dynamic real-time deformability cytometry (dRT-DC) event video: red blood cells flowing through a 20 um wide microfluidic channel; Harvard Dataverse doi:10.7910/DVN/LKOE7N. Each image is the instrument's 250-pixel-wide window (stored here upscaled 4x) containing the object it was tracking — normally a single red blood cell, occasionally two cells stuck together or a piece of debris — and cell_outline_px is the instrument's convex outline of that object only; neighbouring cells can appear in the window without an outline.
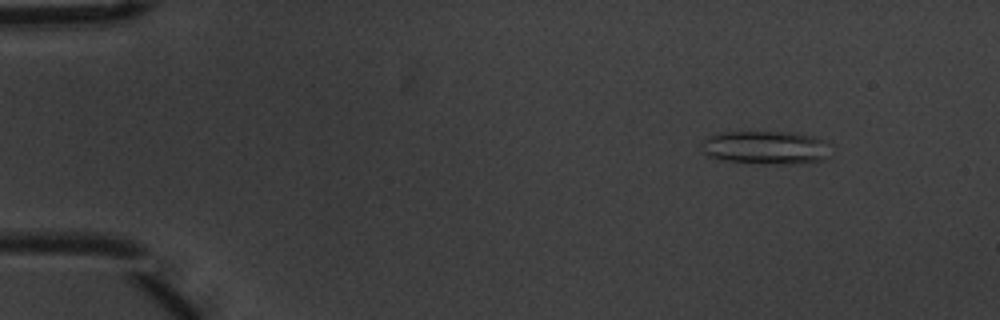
{"species": "common noctule bat (a hibernating species)", "species_latin": "Nyctalus noctula", "temperature_condition": "warm", "stored_images_in_passage": 5, "camera_frame_rate_fps": 3000, "um_per_image_px": 0.085, "animal": {"sex": "male", "body_mass_g": 20.1, "forearm_length_mm": 53.5}, "frame": {"image": 1, "passage_image": 2, "time_ms": 0.333, "image_size_px": [1000, 320], "cell_outline_px": [[828, 156], [824, 160], [796, 164], [764, 164], [728, 160], [708, 156], [704, 152], [704, 136], [720, 132], [792, 132], [816, 136], [828, 140]], "centroid_in_image_um": [65.15, 12.53], "position_along_channel_um": 19.8, "area_um2": 25.32}}
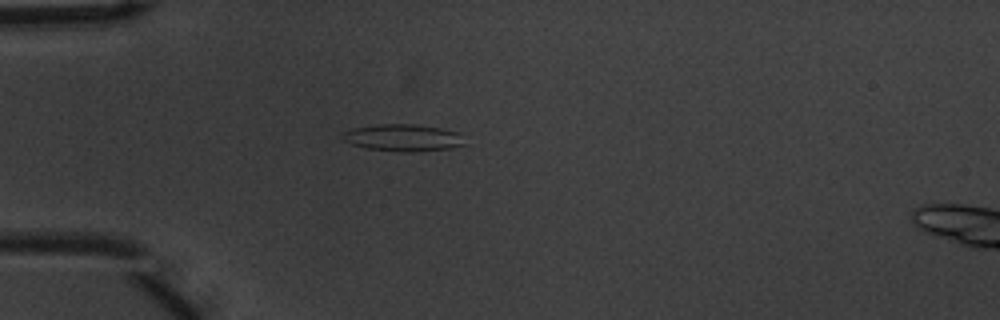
{"frame": {"image": 2, "passage_image": 4, "time_ms": 1.0, "image_size_px": [1000, 320], "cell_outline_px": [[468, 144], [452, 148], [412, 152], [404, 152], [368, 148], [352, 144], [344, 140], [340, 136], [340, 132], [352, 128], [380, 124], [416, 124], [440, 128], [460, 132]], "centroid_in_image_um": [34.3, 11.7], "position_along_channel_um": 50.7, "area_um2": 19.48}}